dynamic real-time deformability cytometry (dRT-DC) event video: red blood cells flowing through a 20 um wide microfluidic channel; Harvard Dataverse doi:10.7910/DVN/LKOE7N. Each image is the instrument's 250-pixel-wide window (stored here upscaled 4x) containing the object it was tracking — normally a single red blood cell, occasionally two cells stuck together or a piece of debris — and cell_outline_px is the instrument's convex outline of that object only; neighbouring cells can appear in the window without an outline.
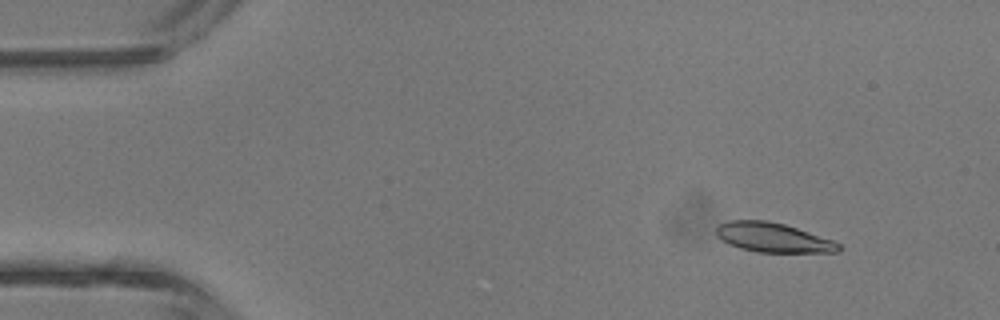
{"species": "common noctule bat (a hibernating species)", "species_latin": "Nyctalus noctula", "temperature_condition": "room temperature", "stored_images_in_passage": 45, "camera_frame_rate_fps": 3000, "um_per_image_px": 0.085, "animal": {"sex": "male", "body_mass_g": 13.3}, "frame": {"image": 1, "passage_image": 5, "time_ms": 1.333, "image_size_px": [1000, 320], "cell_outline_px": [[844, 248], [840, 252], [756, 252], [740, 248], [716, 236], [716, 228], [720, 224], [728, 220], [768, 220], [784, 224], [832, 240], [840, 244]], "centroid_in_image_um": [65.73, 20.19], "position_along_channel_um": 19.3, "area_um2": 20.87}}
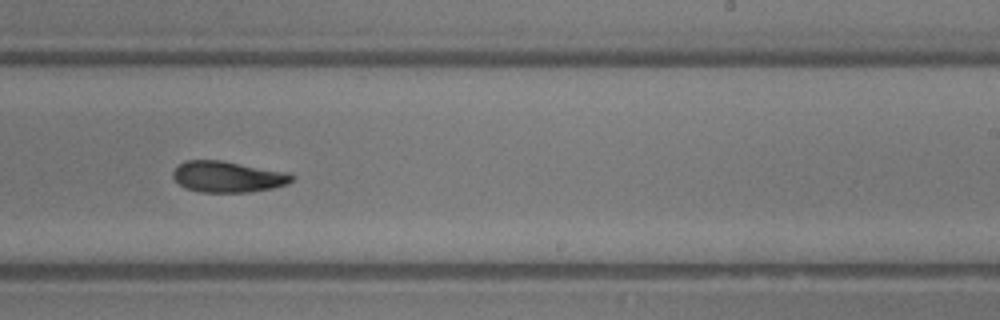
{"frame": {"image": 2, "passage_image": 27, "time_ms": 8.667, "image_size_px": [1000, 320], "cell_outline_px": [[292, 180], [288, 184], [272, 188], [248, 192], [200, 192], [184, 188], [172, 176], [172, 172], [184, 160], [224, 160], [292, 172]], "centroid_in_image_um": [19.39, 15.01], "position_along_channel_um": 269.6, "area_um2": 21.85}}
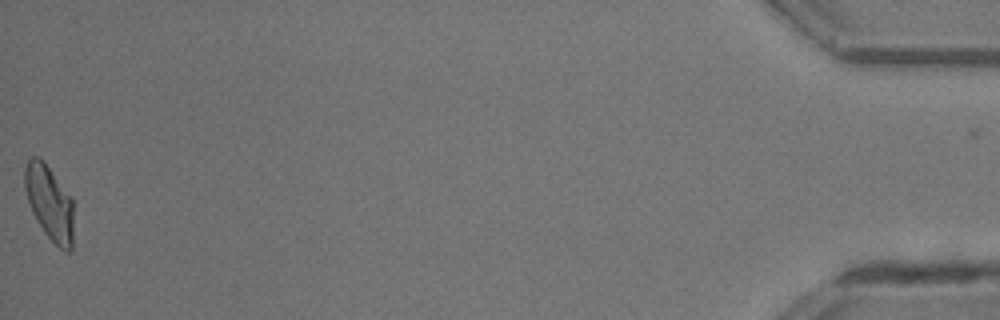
{"frame": {"image": 3, "passage_image": 44, "time_ms": 14.333, "image_size_px": [1000, 320], "cell_outline_px": [[72, 248], [68, 252], [64, 252], [44, 232], [36, 220], [32, 212], [24, 188], [24, 168], [28, 160], [32, 156], [40, 156], [44, 160], [72, 196]], "centroid_in_image_um": [4.19, 17.18], "position_along_channel_um": 431.0, "area_um2": 21.44}, "authors_computed_cell_mechanics": {"area_um2": 21.4438, "velocity_mm_per_s": 4.6875, "shape_relaxation_time_tau1_ms": 2.6794, "shape_relaxation_time_tau2_ms": 4.1228, "deformation_change_tau1": 0.1473, "deformation_change_tau2": 0.1284}}